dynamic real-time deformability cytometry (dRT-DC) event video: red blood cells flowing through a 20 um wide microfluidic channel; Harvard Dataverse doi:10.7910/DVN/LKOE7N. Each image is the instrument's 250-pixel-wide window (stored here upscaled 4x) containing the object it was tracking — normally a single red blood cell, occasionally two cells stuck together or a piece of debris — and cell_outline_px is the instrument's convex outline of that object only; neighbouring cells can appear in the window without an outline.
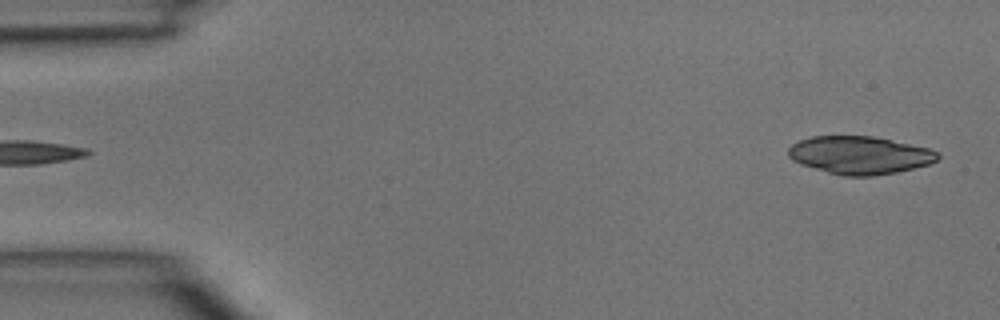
{"species": "common noctule bat (a hibernating species)", "species_latin": "Nyctalus noctula", "temperature_condition": "room temperature", "stored_images_in_passage": 5, "segment_of_instrument_passage": [2, 2], "camera_frame_rate_fps": 3000, "um_per_image_px": 0.085, "animal": {"sex": "male", "body_mass_g": 15.6}, "frame": {"image": 1, "passage_image": 5, "time_ms": 4.667, "image_size_px": [1000, 320], "cell_outline_px": [[940, 156], [936, 160], [928, 164], [896, 172], [872, 176], [844, 176], [828, 172], [800, 164], [792, 160], [788, 156], [788, 148], [792, 144], [800, 140], [812, 136], [872, 136], [928, 148], [940, 152]], "centroid_in_image_um": [73.05, 13.18], "position_along_channel_um": 11.9, "area_um2": 32.77}}